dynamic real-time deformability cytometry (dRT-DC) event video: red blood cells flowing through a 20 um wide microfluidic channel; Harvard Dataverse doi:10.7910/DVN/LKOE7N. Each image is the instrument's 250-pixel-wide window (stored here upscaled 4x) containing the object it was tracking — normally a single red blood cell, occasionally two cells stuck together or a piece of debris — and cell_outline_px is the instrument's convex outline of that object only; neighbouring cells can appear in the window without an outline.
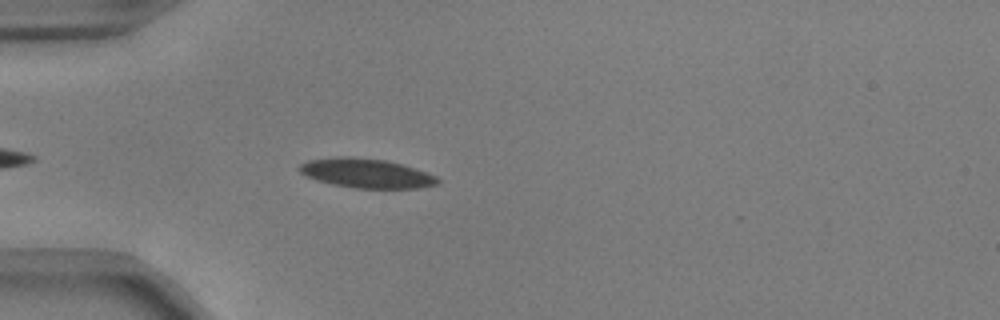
{"species": "common noctule bat (a hibernating species)", "species_latin": "Nyctalus noctula", "temperature_condition": "warm", "stored_images_in_passage": 29, "camera_frame_rate_fps": 3000, "um_per_image_px": 0.085, "animal": {"sex": "male", "body_mass_g": 17.9, "forearm_length_mm": 54.2}, "frame": {"image": 1, "passage_image": 5, "time_ms": 1.333, "image_size_px": [1000, 320], "cell_outline_px": [[440, 180], [436, 184], [420, 188], [356, 188], [332, 184], [316, 180], [300, 172], [296, 168], [300, 164], [308, 160], [340, 156], [352, 156], [384, 160], [400, 164], [436, 176]], "centroid_in_image_um": [31.08, 14.72], "position_along_channel_um": 53.9, "area_um2": 23.41}}
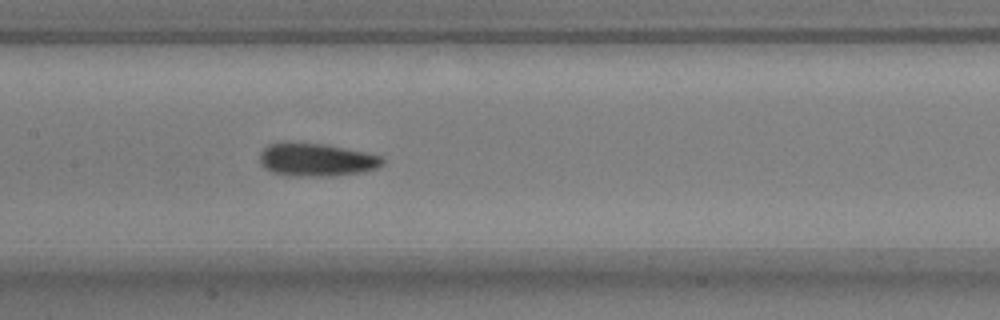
{"frame": {"image": 2, "passage_image": 16, "time_ms": 5.0, "image_size_px": [1000, 320], "cell_outline_px": [[384, 164], [376, 168], [364, 172], [332, 176], [288, 176], [272, 172], [264, 168], [260, 164], [260, 152], [268, 144], [284, 140], [288, 140], [328, 144], [384, 156]], "centroid_in_image_um": [26.87, 13.55], "position_along_channel_um": 180.5, "area_um2": 24.51}}
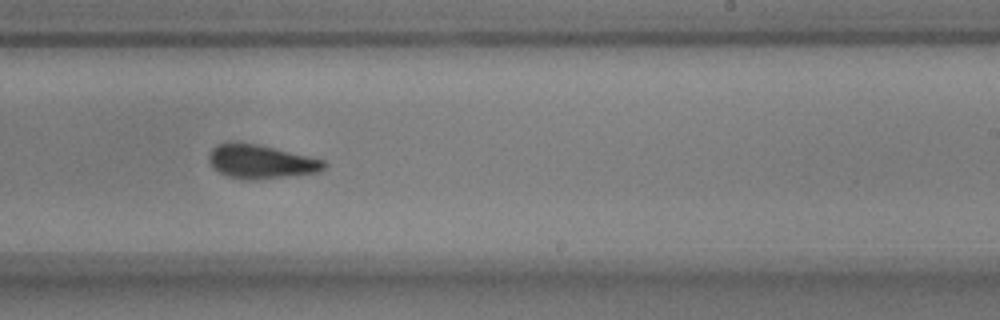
{"frame": {"image": 3, "passage_image": 23, "time_ms": 7.333, "image_size_px": [1000, 320], "cell_outline_px": [[328, 164], [320, 172], [256, 180], [244, 180], [228, 176], [212, 168], [208, 160], [208, 156], [212, 148], [216, 144], [256, 144], [308, 156], [324, 160]], "centroid_in_image_um": [22.18, 13.77], "position_along_channel_um": 266.8, "area_um2": 22.37}}